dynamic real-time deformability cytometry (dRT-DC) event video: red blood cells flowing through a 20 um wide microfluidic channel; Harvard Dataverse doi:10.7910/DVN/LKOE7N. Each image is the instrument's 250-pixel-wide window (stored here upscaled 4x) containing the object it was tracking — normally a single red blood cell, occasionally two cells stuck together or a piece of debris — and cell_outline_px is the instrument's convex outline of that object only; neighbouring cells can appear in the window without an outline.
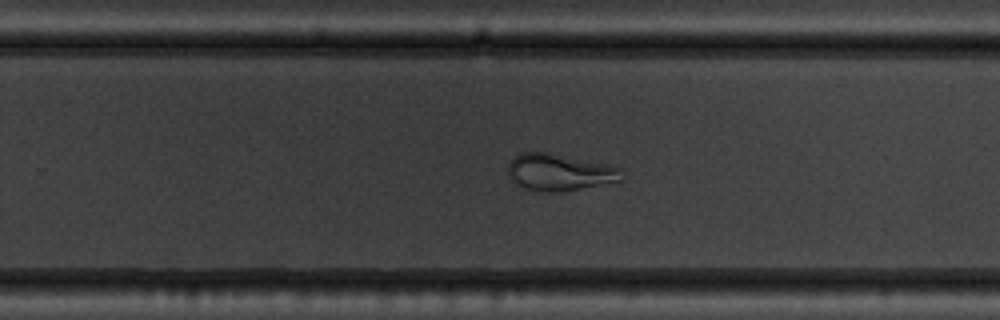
{"species": "common noctule bat (a hibernating species)", "species_latin": "Nyctalus noctula", "temperature_condition": "warm", "stored_images_in_passage": 55, "camera_frame_rate_fps": 3000, "um_per_image_px": 0.085, "animal": {"sex": "male", "body_mass_g": 19.5, "forearm_length_mm": 54.6}, "frame": {"image": 1, "passage_image": 36, "time_ms": 11.667, "image_size_px": [1000, 320], "cell_outline_px": [[624, 180], [564, 192], [544, 192], [524, 188], [512, 184], [508, 176], [508, 164], [520, 152], [548, 152], [608, 164], [620, 168]], "centroid_in_image_um": [47.54, 14.66], "position_along_channel_um": 282.3, "area_um2": 24.8}}
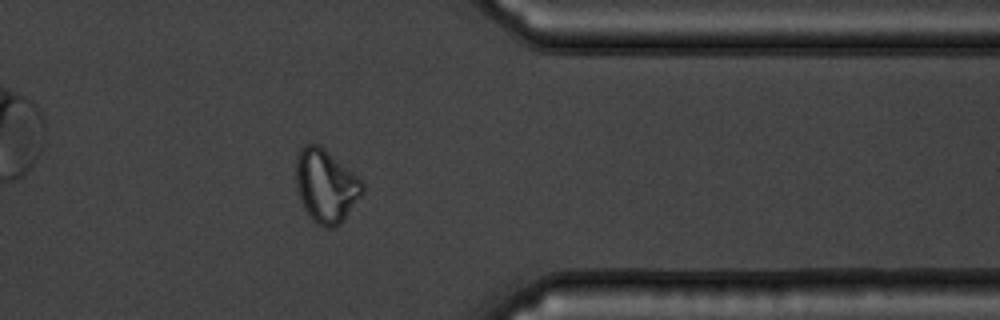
{"frame": {"image": 2, "passage_image": 45, "time_ms": 14.667, "image_size_px": [1000, 320], "cell_outline_px": [[364, 192], [344, 220], [340, 224], [332, 228], [324, 228], [316, 224], [312, 220], [304, 208], [300, 200], [296, 184], [296, 152], [304, 144], [320, 144], [352, 172], [364, 184]], "centroid_in_image_um": [27.68, 15.8], "position_along_channel_um": 383.7, "area_um2": 28.55}}
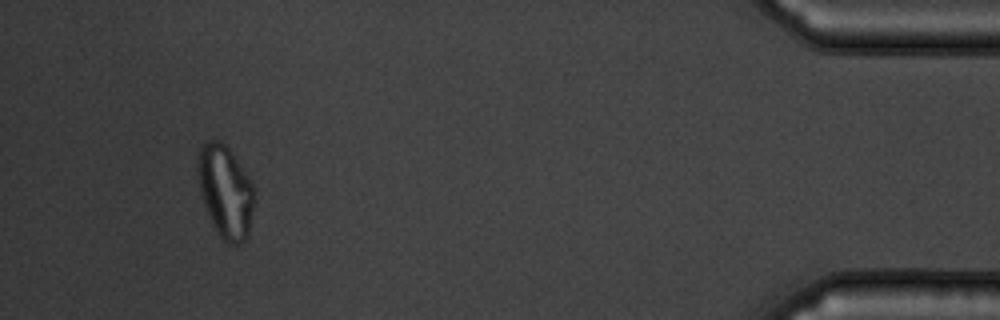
{"frame": {"image": 3, "passage_image": 52, "time_ms": 17.0, "image_size_px": [1000, 320], "cell_outline_px": [[252, 208], [248, 236], [240, 244], [228, 244], [216, 232], [212, 224], [204, 204], [200, 192], [196, 168], [196, 164], [200, 148], [208, 140], [220, 140], [228, 148], [248, 176], [252, 184]], "centroid_in_image_um": [19.12, 16.28], "position_along_channel_um": 416.1, "area_um2": 30.06}, "authors_computed_cell_mechanics": {"area_um2": 29.5358, "velocity_mm_per_s": 3.6842, "shape_relaxation_time_tau1_ms": null, "shape_relaxation_time_tau2_ms": 1.1055, "deformation_change_tau1": null, "deformation_change_tau2": 0.0686}}